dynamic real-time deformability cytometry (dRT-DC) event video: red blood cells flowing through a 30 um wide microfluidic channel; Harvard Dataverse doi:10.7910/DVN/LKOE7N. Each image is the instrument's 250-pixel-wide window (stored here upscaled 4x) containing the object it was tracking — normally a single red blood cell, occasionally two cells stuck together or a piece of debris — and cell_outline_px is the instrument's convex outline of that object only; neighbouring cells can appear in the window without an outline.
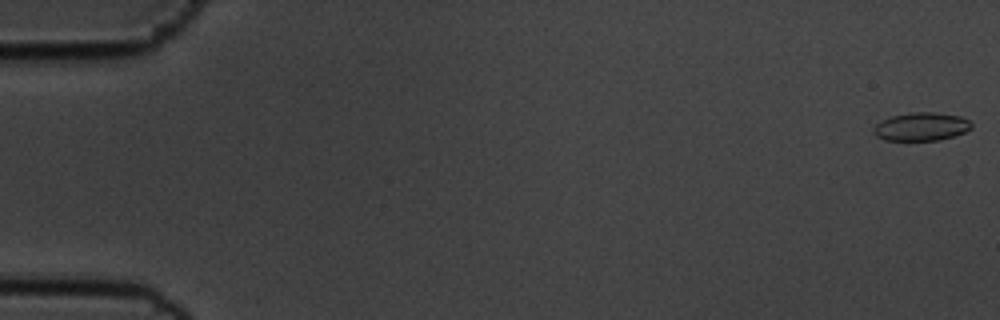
{"species": "common noctule bat (a hibernating species)", "species_latin": "Nyctalus noctula", "temperature_condition": "cold", "stored_images_in_passage": 57, "camera_frame_rate_fps": 3000, "um_per_image_px": 0.085, "animal": {"sex": "male", "body_mass_g": 19.5, "forearm_length_mm": 54.6}, "frame": {"image": 1, "passage_image": 1, "time_ms": 0.0, "image_size_px": [1000, 320], "cell_outline_px": [[972, 128], [964, 132], [940, 140], [884, 140], [876, 136], [872, 132], [872, 128], [880, 120], [892, 116], [912, 112], [932, 112], [960, 116], [968, 120], [972, 124]], "centroid_in_image_um": [78.27, 10.76], "position_along_channel_um": 6.7, "area_um2": 16.13}}
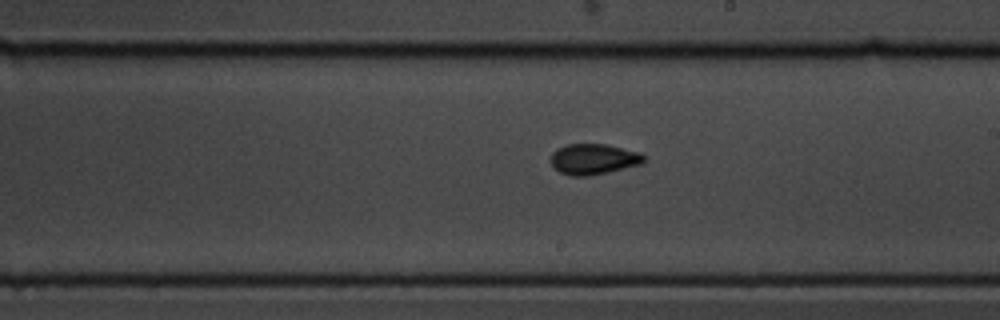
{"frame": {"image": 2, "passage_image": 33, "time_ms": 10.667, "image_size_px": [1000, 320], "cell_outline_px": [[644, 160], [640, 164], [608, 172], [588, 176], [572, 176], [560, 172], [552, 168], [552, 152], [556, 148], [568, 144], [604, 144], [640, 152], [644, 156]], "centroid_in_image_um": [50.41, 13.52], "position_along_channel_um": 238.6, "area_um2": 16.53}}
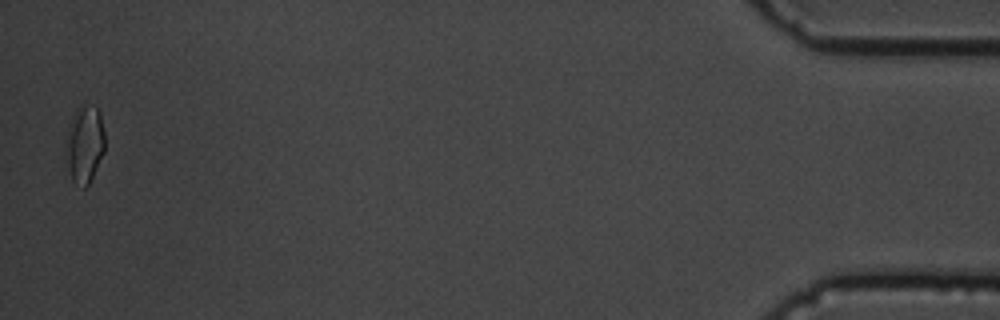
{"frame": {"image": 3, "passage_image": 56, "time_ms": 18.333, "image_size_px": [1000, 320], "cell_outline_px": [[104, 152], [88, 184], [84, 188], [72, 180], [68, 164], [64, 144], [68, 124], [76, 108], [84, 100], [96, 108], [100, 112], [104, 132]], "centroid_in_image_um": [7.17, 12.15], "position_along_channel_um": 428.0, "area_um2": 17.86}, "authors_computed_cell_mechanics": {"area_um2": 16.184, "velocity_mm_per_s": 3.6011, "shape_relaxation_time_tau1_ms": 2.6298, "shape_relaxation_time_tau2_ms": 3.124, "deformation_change_tau1": 0.0571, "deformation_change_tau2": 0.0725}}